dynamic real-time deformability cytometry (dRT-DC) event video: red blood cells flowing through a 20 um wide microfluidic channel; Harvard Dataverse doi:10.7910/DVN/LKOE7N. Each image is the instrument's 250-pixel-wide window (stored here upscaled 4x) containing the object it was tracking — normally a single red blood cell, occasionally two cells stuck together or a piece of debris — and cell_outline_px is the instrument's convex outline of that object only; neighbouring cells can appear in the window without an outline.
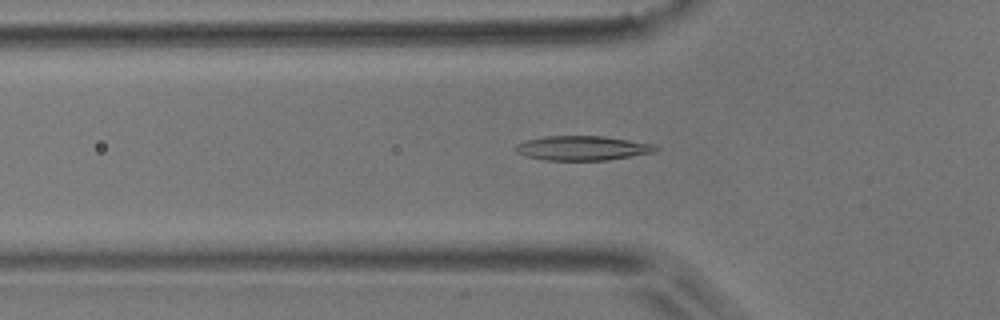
{"species": "common noctule bat (a hibernating species)", "species_latin": "Nyctalus noctula", "temperature_condition": "room temperature", "stored_images_in_passage": 55, "camera_frame_rate_fps": 3000, "um_per_image_px": 0.085, "animal": {"sex": "male", "body_mass_g": 17.9}, "frame": {"image": 1, "passage_image": 18, "time_ms": 5.667, "image_size_px": [1000, 320], "cell_outline_px": [[660, 148], [656, 152], [608, 160], [544, 160], [528, 156], [516, 152], [516, 144], [524, 140], [544, 136], [604, 136], [656, 144]], "centroid_in_image_um": [49.55, 12.58], "position_along_channel_um": 76.2, "area_um2": 20.11}}
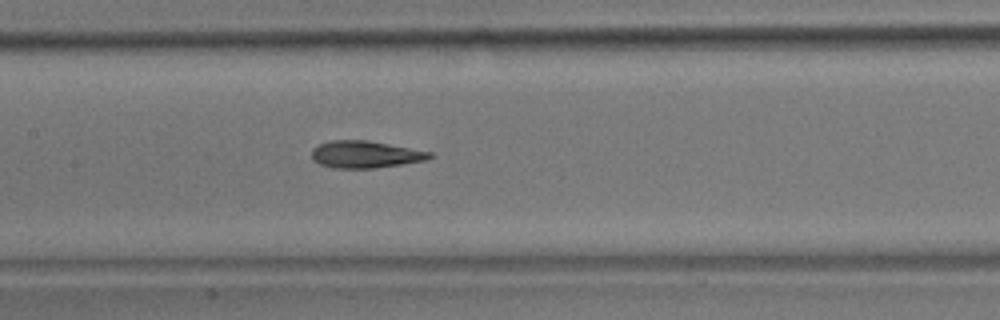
{"frame": {"image": 2, "passage_image": 26, "time_ms": 8.333, "image_size_px": [1000, 320], "cell_outline_px": [[432, 156], [428, 160], [376, 168], [332, 168], [320, 164], [312, 160], [312, 148], [320, 144], [332, 140], [368, 140], [432, 152]], "centroid_in_image_um": [31.04, 13.13], "position_along_channel_um": 176.4, "area_um2": 18.67}}
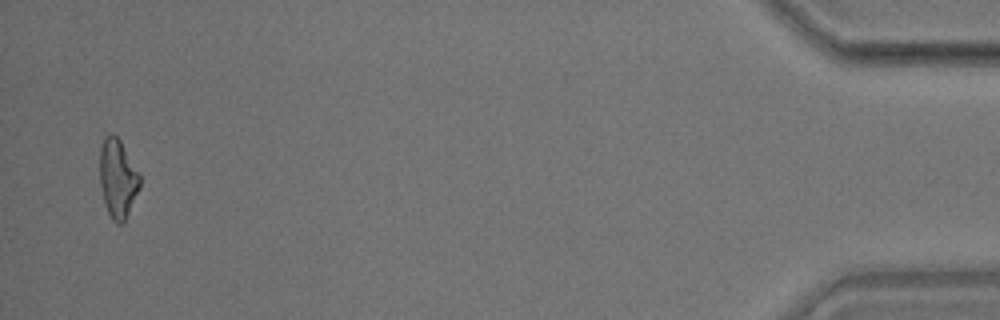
{"frame": {"image": 3, "passage_image": 53, "time_ms": 17.333, "image_size_px": [1000, 320], "cell_outline_px": [[140, 188], [124, 224], [116, 224], [112, 220], [108, 212], [104, 200], [100, 184], [100, 148], [104, 136], [112, 132], [120, 140], [140, 176]], "centroid_in_image_um": [10.0, 15.19], "position_along_channel_um": 425.2, "area_um2": 18.38}}